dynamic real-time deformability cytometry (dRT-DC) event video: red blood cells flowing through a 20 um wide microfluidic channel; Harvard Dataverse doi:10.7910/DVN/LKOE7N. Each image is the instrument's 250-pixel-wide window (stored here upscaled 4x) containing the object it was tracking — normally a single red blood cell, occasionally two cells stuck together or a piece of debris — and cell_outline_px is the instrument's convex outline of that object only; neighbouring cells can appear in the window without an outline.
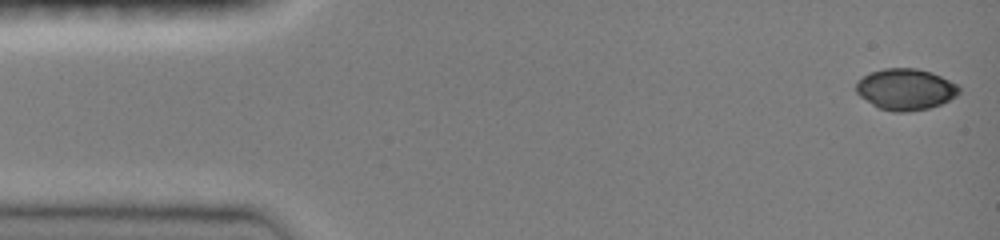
{"species": "common noctule bat (a hibernating species)", "species_latin": "Nyctalus noctula", "temperature_condition": "room temperature", "stored_images_in_passage": 47, "camera_frame_rate_fps": 3000, "um_per_image_px": 0.085, "animal": {"sex": "female", "body_mass_g": 19.0, "forearm_length_mm": 51.5}, "frame": {"image": 1, "passage_image": 1, "time_ms": 0.0, "image_size_px": [1000, 240], "cell_outline_px": [[960, 92], [956, 96], [940, 104], [928, 108], [908, 112], [892, 112], [880, 108], [872, 104], [860, 96], [856, 92], [856, 84], [868, 72], [884, 68], [916, 68], [932, 72], [960, 84]], "centroid_in_image_um": [77.0, 7.58], "position_along_channel_um": 8.0, "area_um2": 24.91}}
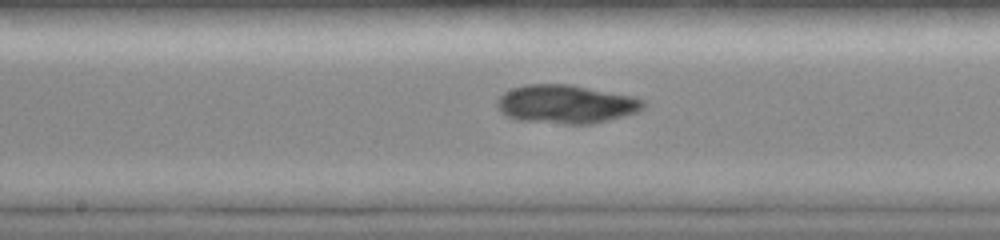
{"frame": {"image": 2, "passage_image": 24, "time_ms": 7.667, "image_size_px": [1000, 240], "cell_outline_px": [[644, 108], [636, 112], [624, 116], [592, 124], [564, 124], [516, 120], [500, 112], [496, 104], [496, 100], [504, 92], [512, 88], [524, 84], [568, 84], [636, 96], [644, 100]], "centroid_in_image_um": [48.1, 8.85], "position_along_channel_um": 200.1, "area_um2": 33.12}}
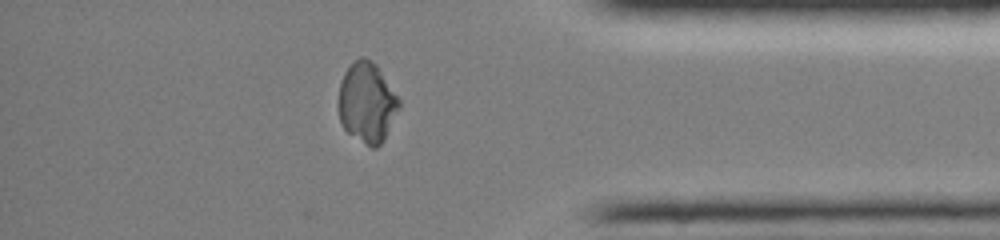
{"frame": {"image": 3, "passage_image": 40, "time_ms": 13.0, "image_size_px": [1000, 240], "cell_outline_px": [[400, 108], [384, 140], [376, 148], [372, 148], [348, 132], [340, 124], [340, 84], [344, 72], [360, 56], [364, 56], [376, 64], [400, 100]], "centroid_in_image_um": [31.22, 8.72], "position_along_channel_um": 404.0, "area_um2": 27.92}, "authors_computed_cell_mechanics": {"area_um2": 29.9404, "velocity_mm_per_s": 4.0373, "shape_relaxation_time_tau1_ms": 11.1888, "shape_relaxation_time_tau2_ms": 3.5456, "deformation_change_tau1": 0.3034, "deformation_change_tau2": 0.0599}}